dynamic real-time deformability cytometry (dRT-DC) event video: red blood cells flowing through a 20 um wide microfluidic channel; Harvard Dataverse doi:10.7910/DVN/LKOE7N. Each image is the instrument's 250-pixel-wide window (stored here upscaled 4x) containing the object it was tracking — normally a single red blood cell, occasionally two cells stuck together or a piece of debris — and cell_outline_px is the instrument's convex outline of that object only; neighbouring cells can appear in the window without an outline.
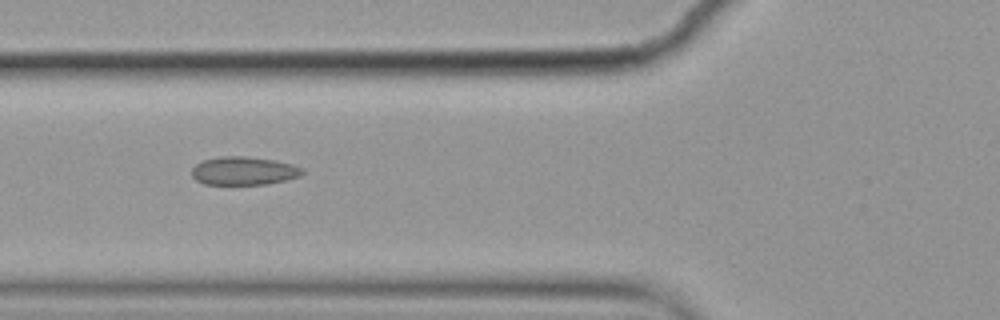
{"species": "common noctule bat (a hibernating species)", "species_latin": "Nyctalus noctula", "temperature_condition": "cold", "stored_images_in_passage": 4, "camera_frame_rate_fps": 3000, "um_per_image_px": 0.085, "animal": {"sex": "female", "body_mass_g": 19.9}, "frame": {"image": 1, "passage_image": 3, "time_ms": 0.667, "image_size_px": [1000, 320], "cell_outline_px": [[304, 172], [300, 176], [268, 184], [204, 184], [196, 180], [192, 176], [192, 168], [196, 164], [204, 160], [224, 156], [244, 156], [276, 160], [292, 164], [304, 168]], "centroid_in_image_um": [20.74, 14.52], "position_along_channel_um": 105.1, "area_um2": 18.21}}
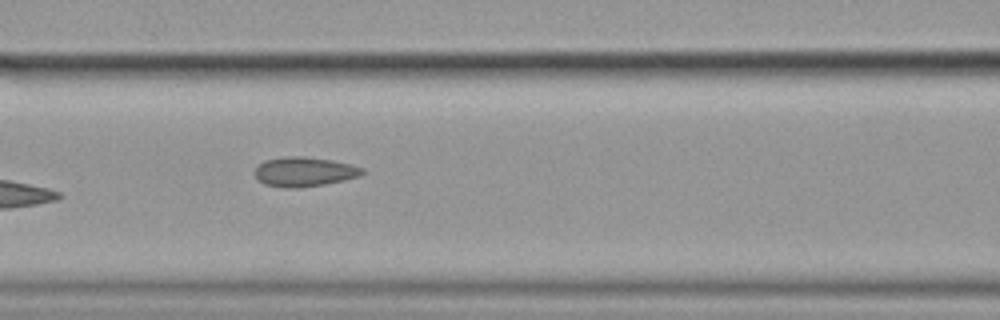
{"frame": {"image": 2, "passage_image": 4, "time_ms": 1.0, "image_size_px": [1000, 320], "cell_outline_px": [[368, 172], [360, 176], [344, 180], [324, 184], [296, 188], [288, 188], [264, 184], [252, 172], [264, 160], [284, 156], [304, 156], [332, 160], [352, 164], [364, 168]], "centroid_in_image_um": [25.9, 14.59], "position_along_channel_um": 140.7, "area_um2": 18.67}}